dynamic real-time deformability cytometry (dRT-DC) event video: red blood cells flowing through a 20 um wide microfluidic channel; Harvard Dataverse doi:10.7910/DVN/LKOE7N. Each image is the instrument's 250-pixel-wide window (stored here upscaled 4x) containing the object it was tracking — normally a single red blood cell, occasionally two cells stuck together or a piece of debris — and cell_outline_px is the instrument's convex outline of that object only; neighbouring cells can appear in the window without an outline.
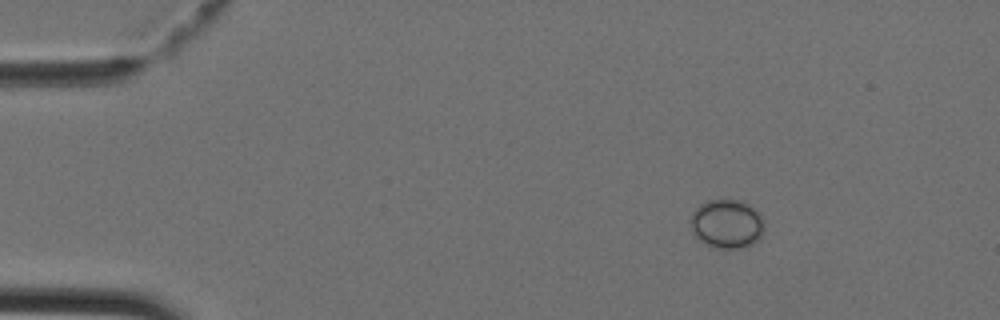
{"species": "Egyptian fruit bat (a non-hibernating species)", "species_latin": "Rousettus aegyptiacus", "temperature_condition": "cold", "stored_images_in_passage": 38, "camera_frame_rate_fps": 3000, "um_per_image_px": 0.085, "animal": {"sex": "female"}, "frame": {"image": 1, "passage_image": 1, "time_ms": 0.0, "image_size_px": [1000, 320], "cell_outline_px": [[764, 228], [760, 240], [744, 248], [716, 248], [700, 240], [692, 232], [688, 220], [692, 212], [700, 204], [708, 200], [736, 200], [752, 204], [760, 212], [764, 220]], "centroid_in_image_um": [61.8, 19.02], "position_along_channel_um": 23.2, "area_um2": 21.5}}
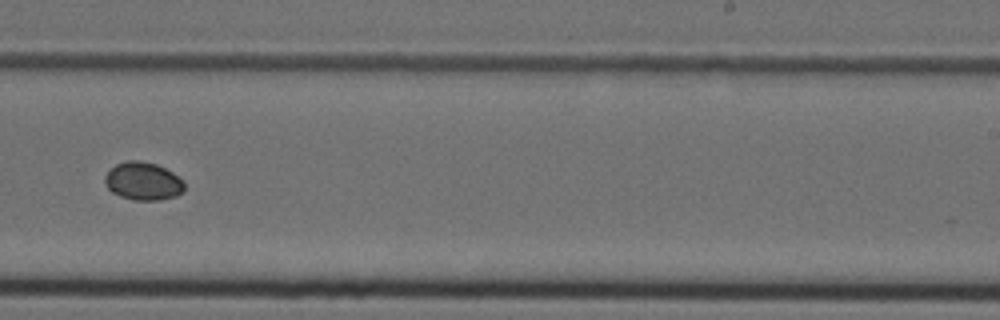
{"frame": {"image": 2, "passage_image": 22, "time_ms": 7.0, "image_size_px": [1000, 320], "cell_outline_px": [[184, 192], [176, 196], [160, 200], [132, 200], [120, 196], [112, 192], [108, 188], [104, 180], [104, 176], [116, 164], [128, 160], [140, 160], [156, 164], [172, 172], [184, 180]], "centroid_in_image_um": [12.18, 15.41], "position_along_channel_um": 276.8, "area_um2": 17.69}}
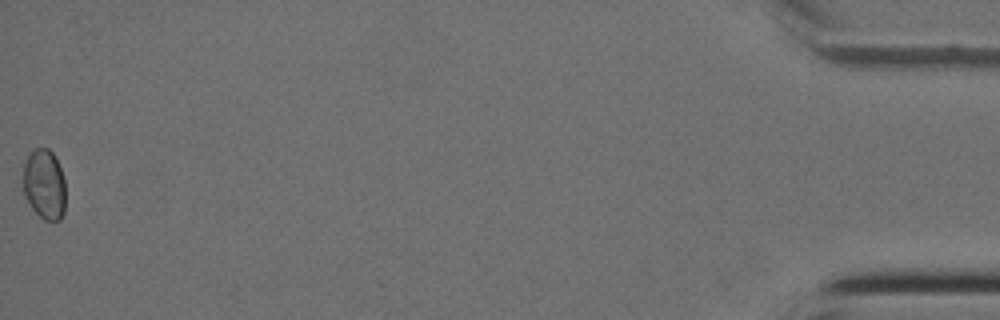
{"frame": {"image": 3, "passage_image": 38, "time_ms": 12.333, "image_size_px": [1000, 320], "cell_outline_px": [[64, 212], [60, 220], [44, 220], [32, 208], [24, 196], [24, 164], [28, 156], [36, 148], [48, 148], [52, 152], [60, 168], [64, 180]], "centroid_in_image_um": [3.77, 15.69], "position_along_channel_um": 431.4, "area_um2": 17.05}}